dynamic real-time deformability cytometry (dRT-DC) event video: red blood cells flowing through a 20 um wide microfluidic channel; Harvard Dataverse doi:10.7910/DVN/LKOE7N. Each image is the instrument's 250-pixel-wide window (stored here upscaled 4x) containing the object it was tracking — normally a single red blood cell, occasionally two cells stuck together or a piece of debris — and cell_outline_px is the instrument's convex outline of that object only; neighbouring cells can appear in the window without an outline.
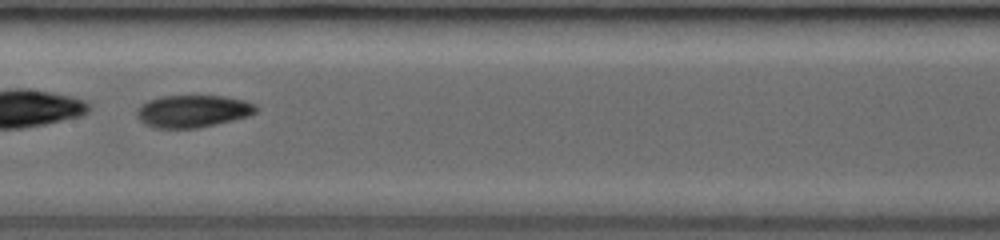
{"species": "common noctule bat (a hibernating species)", "species_latin": "Nyctalus noctula", "temperature_condition": "room temperature", "stored_images_in_passage": 32, "camera_frame_rate_fps": 3000, "um_per_image_px": 0.085, "animal": {"sex": "female", "body_mass_g": 19.0, "forearm_length_mm": 53.3}, "frame": {"image": 1, "passage_image": 14, "time_ms": 4.333, "image_size_px": [1000, 240], "cell_outline_px": [[260, 108], [256, 112], [248, 116], [216, 124], [196, 128], [156, 128], [144, 124], [136, 116], [136, 108], [148, 100], [160, 96], [224, 96], [244, 100], [256, 104]], "centroid_in_image_um": [16.38, 9.45], "position_along_channel_um": 191.0, "area_um2": 22.6}}